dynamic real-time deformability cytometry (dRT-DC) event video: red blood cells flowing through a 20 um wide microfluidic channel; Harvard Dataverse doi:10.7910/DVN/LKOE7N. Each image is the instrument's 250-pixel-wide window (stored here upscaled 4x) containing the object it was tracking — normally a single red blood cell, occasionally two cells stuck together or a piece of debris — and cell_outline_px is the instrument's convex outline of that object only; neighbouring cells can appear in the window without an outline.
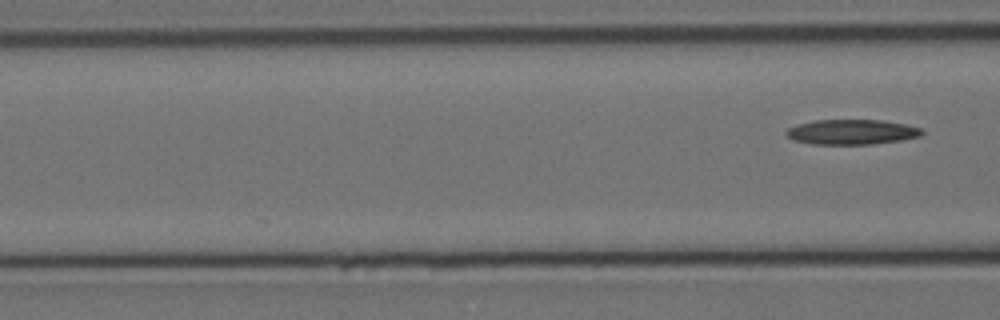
{"species": "Egyptian fruit bat (a non-hibernating species)", "species_latin": "Rousettus aegyptiacus", "temperature_condition": "cold", "stored_images_in_passage": 7, "segment_of_instrument_passage": [2, 2], "camera_frame_rate_fps": 3000, "um_per_image_px": 0.085, "animal": {"sex": "female"}, "frame": {"image": 1, "passage_image": 7, "time_ms": 9.0, "image_size_px": [1000, 320], "cell_outline_px": [[924, 132], [920, 136], [900, 140], [872, 144], [812, 144], [792, 140], [784, 132], [788, 128], [800, 124], [816, 120], [880, 120], [904, 124], [920, 128]], "centroid_in_image_um": [72.37, 11.22], "position_along_channel_um": 94.2, "area_um2": 19.59}}